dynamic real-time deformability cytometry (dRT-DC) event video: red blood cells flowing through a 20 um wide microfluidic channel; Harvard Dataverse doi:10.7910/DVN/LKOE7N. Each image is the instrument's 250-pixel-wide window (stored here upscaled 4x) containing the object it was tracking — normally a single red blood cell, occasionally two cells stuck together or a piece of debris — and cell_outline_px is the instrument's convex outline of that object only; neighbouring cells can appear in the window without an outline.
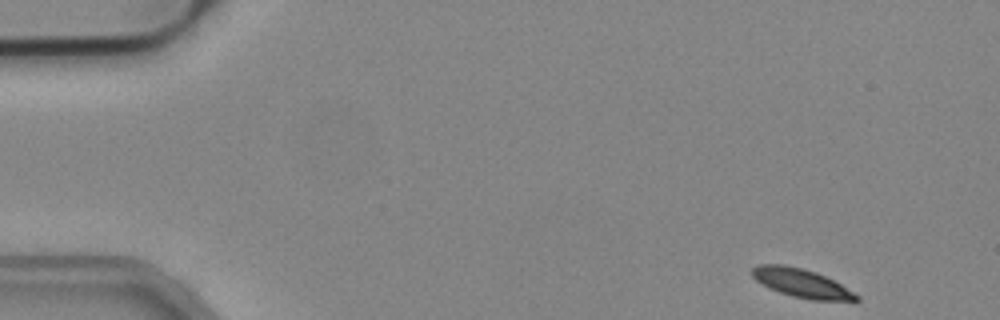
{"species": "common noctule bat (a hibernating species)", "species_latin": "Nyctalus noctula", "temperature_condition": "cold", "stored_images_in_passage": 50, "camera_frame_rate_fps": 3000, "um_per_image_px": 0.085, "animal": {"sex": "male", "body_mass_g": 19.2, "forearm_length_mm": 51.8}, "frame": {"image": 1, "passage_image": 1, "time_ms": 0.0, "image_size_px": [1000, 320], "cell_outline_px": [[860, 300], [856, 304], [812, 300], [792, 296], [780, 292], [756, 280], [752, 276], [752, 268], [756, 264], [784, 264], [804, 268], [816, 272], [840, 284], [860, 296]], "centroid_in_image_um": [68.25, 24.1], "position_along_channel_um": 16.8, "area_um2": 17.86}}
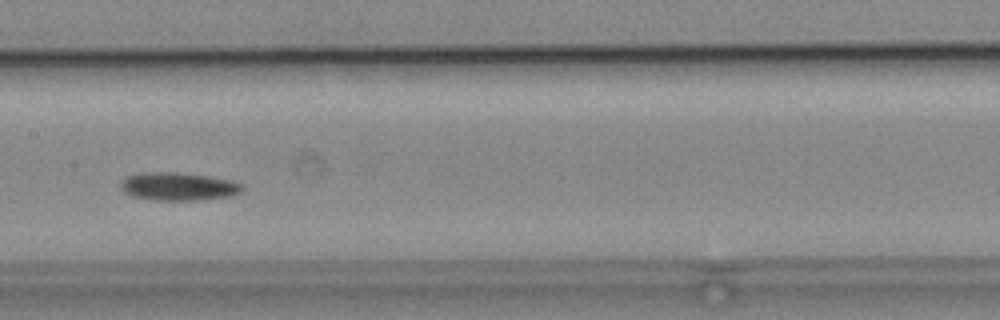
{"frame": {"image": 2, "passage_image": 24, "time_ms": 7.667, "image_size_px": [1000, 320], "cell_outline_px": [[240, 192], [228, 196], [200, 200], [152, 200], [132, 196], [124, 192], [120, 188], [120, 184], [128, 176], [144, 172], [176, 172], [204, 176], [228, 180], [240, 184]], "centroid_in_image_um": [15.07, 15.86], "position_along_channel_um": 192.3, "area_um2": 19.42}}
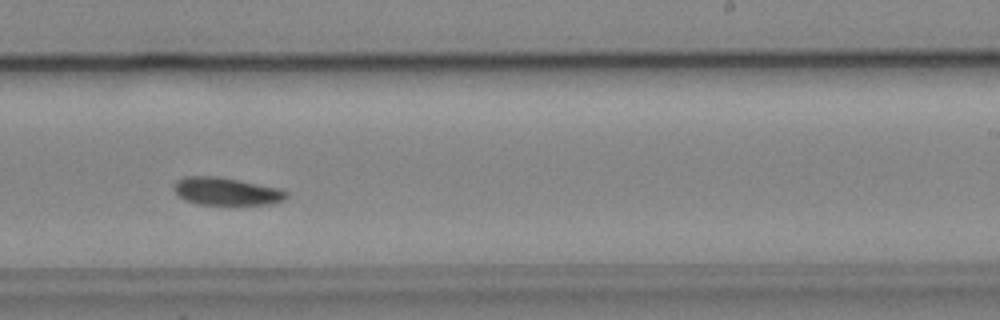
{"frame": {"image": 3, "passage_image": 30, "time_ms": 9.667, "image_size_px": [1000, 320], "cell_outline_px": [[288, 196], [284, 200], [272, 204], [196, 204], [184, 200], [172, 188], [172, 184], [176, 180], [184, 176], [220, 176], [280, 188], [288, 192]], "centroid_in_image_um": [19.22, 16.25], "position_along_channel_um": 269.8, "area_um2": 18.38}, "authors_computed_cell_mechanics": {"area_um2": 18.4093, "velocity_mm_per_s": 3.8843, "shape_relaxation_time_tau1_ms": 4.6401, "shape_relaxation_time_tau2_ms": null, "deformation_change_tau1": 0.1058, "deformation_change_tau2": null}}